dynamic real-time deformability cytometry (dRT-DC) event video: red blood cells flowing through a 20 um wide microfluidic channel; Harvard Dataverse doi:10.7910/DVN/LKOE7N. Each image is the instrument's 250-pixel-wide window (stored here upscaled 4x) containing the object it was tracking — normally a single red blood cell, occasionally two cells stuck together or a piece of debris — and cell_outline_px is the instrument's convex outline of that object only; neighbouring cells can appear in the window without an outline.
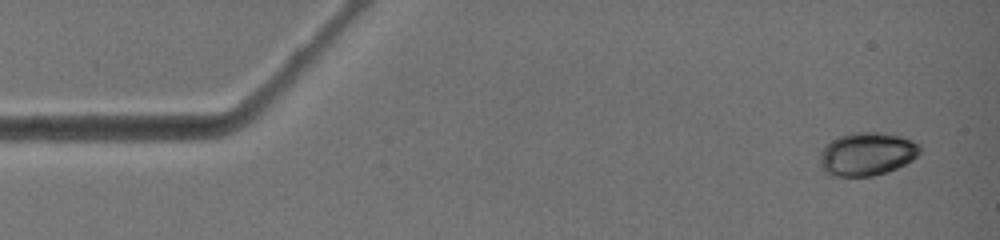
{"species": "common noctule bat (a hibernating species)", "species_latin": "Nyctalus noctula", "temperature_condition": "warm", "stored_images_in_passage": 7, "camera_frame_rate_fps": 3000, "um_per_image_px": 0.085, "animal": {"sex": "female", "body_mass_g": 19.0, "forearm_length_mm": 51.5}, "frame": {"image": 1, "passage_image": 1, "time_ms": 0.0, "image_size_px": [1000, 240], "cell_outline_px": [[920, 152], [912, 160], [896, 168], [872, 176], [832, 176], [824, 172], [820, 168], [820, 152], [824, 144], [836, 136], [852, 132], [880, 132], [900, 136], [912, 140], [920, 144]], "centroid_in_image_um": [73.63, 13.07], "position_along_channel_um": 11.4, "area_um2": 25.49}}